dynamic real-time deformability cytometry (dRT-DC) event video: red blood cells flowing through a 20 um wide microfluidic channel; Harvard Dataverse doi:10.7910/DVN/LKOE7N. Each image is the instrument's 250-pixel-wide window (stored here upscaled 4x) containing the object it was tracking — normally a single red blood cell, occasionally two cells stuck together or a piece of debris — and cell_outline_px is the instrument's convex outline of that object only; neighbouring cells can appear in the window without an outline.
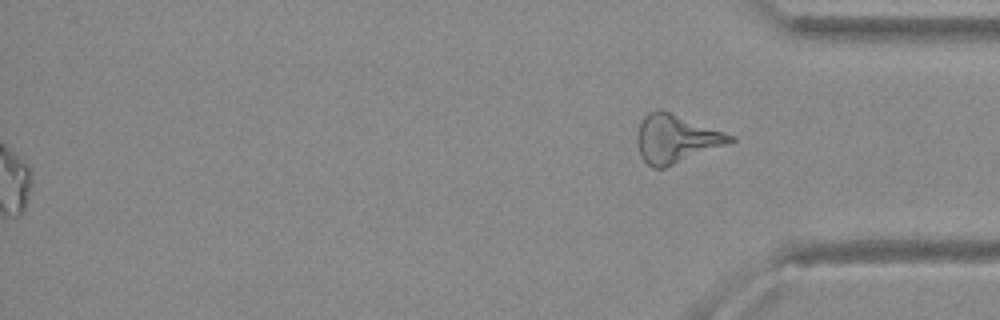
{"species": "Egyptian fruit bat (a non-hibernating species)", "species_latin": "Rousettus aegyptiacus", "temperature_condition": "warm", "stored_images_in_passage": 36, "segment_of_instrument_passage": [2, 2], "camera_frame_rate_fps": 3000, "um_per_image_px": 0.085, "animal": {"sex": "female"}, "frame": {"image": 1, "passage_image": 36, "time_ms": 11.667, "image_size_px": [1000, 320], "cell_outline_px": [[736, 140], [732, 144], [664, 168], [652, 168], [640, 156], [636, 140], [636, 136], [640, 124], [644, 116], [648, 112], [660, 108], [724, 132], [732, 136]], "centroid_in_image_um": [57.46, 11.8], "position_along_channel_um": 377.7, "area_um2": 26.36}}